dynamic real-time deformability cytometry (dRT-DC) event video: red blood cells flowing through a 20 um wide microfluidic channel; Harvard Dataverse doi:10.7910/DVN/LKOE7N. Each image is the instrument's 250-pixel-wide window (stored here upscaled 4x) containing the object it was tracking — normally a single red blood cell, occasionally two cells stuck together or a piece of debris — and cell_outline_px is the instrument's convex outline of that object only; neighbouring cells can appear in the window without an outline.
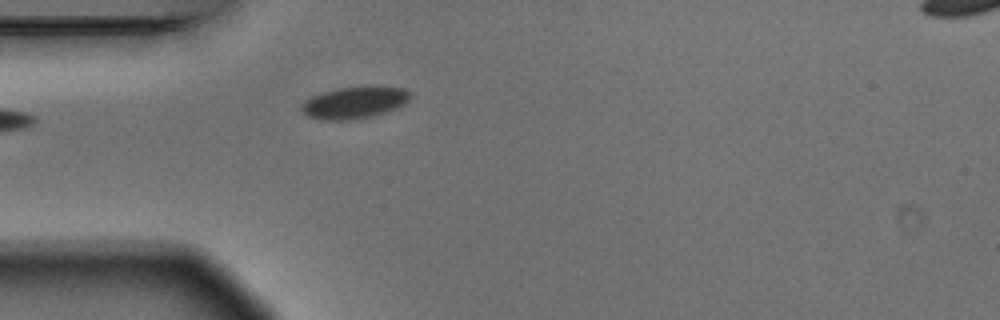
{"species": "Egyptian fruit bat (a non-hibernating species)", "species_latin": "Rousettus aegyptiacus", "temperature_condition": "warm", "stored_images_in_passage": 3, "camera_frame_rate_fps": 3000, "um_per_image_px": 0.085, "animal": {"sex": "male"}, "frame": {"image": 1, "passage_image": 3, "time_ms": 0.667, "image_size_px": [1000, 320], "cell_outline_px": [[412, 96], [404, 104], [396, 108], [376, 116], [352, 120], [324, 120], [308, 116], [300, 112], [300, 104], [304, 100], [312, 96], [324, 92], [340, 88], [404, 88], [412, 92]], "centroid_in_image_um": [30.09, 8.76], "position_along_channel_um": 54.9, "area_um2": 20.0}}